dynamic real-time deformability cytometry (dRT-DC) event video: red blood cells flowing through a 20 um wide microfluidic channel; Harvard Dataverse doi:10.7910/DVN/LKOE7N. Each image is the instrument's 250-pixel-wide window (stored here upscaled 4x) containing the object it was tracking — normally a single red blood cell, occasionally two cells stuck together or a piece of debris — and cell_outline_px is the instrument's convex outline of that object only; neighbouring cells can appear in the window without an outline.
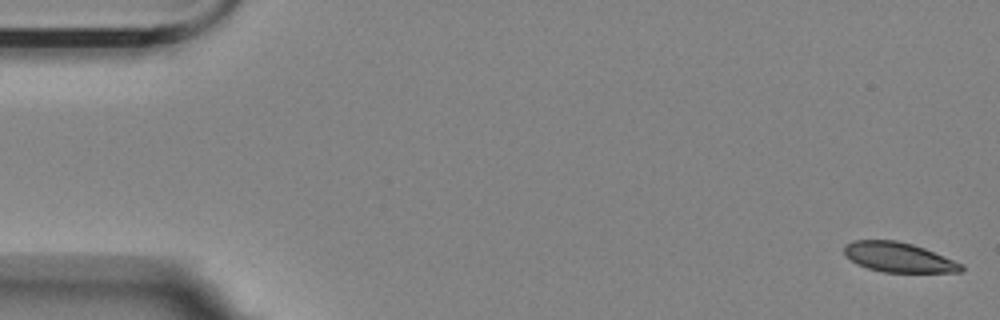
{"species": "Egyptian fruit bat (a non-hibernating species)", "species_latin": "Rousettus aegyptiacus", "temperature_condition": "room temperature", "stored_images_in_passage": 56, "camera_frame_rate_fps": 3000, "um_per_image_px": 0.085, "animal": {"sex": "female"}, "frame": {"image": 1, "passage_image": 1, "time_ms": 0.0, "image_size_px": [1000, 320], "cell_outline_px": [[964, 268], [960, 272], [884, 272], [868, 268], [856, 264], [844, 252], [844, 244], [852, 240], [896, 240], [912, 244], [924, 248], [964, 264]], "centroid_in_image_um": [76.38, 21.86], "position_along_channel_um": 8.6, "area_um2": 20.23}}
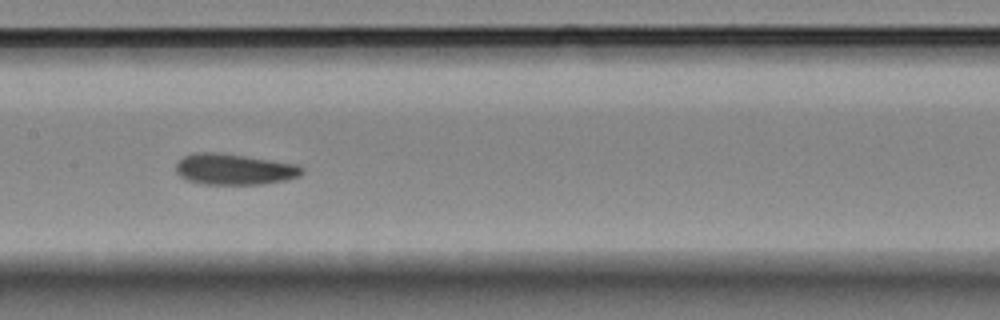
{"frame": {"image": 2, "passage_image": 27, "time_ms": 8.667, "image_size_px": [1000, 320], "cell_outline_px": [[304, 172], [300, 176], [284, 180], [264, 184], [204, 184], [188, 180], [180, 176], [176, 172], [176, 164], [184, 156], [192, 152], [220, 152], [296, 164], [304, 168]], "centroid_in_image_um": [19.9, 14.38], "position_along_channel_um": 187.5, "area_um2": 22.77}}
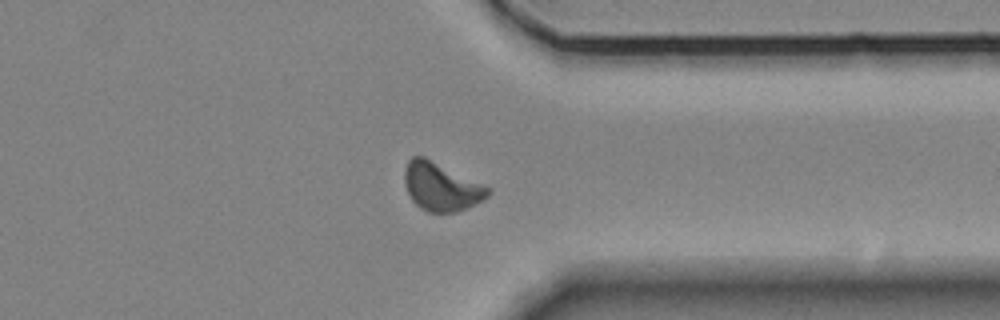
{"frame": {"image": 3, "passage_image": 43, "time_ms": 14.0, "image_size_px": [1000, 320], "cell_outline_px": [[492, 192], [484, 200], [468, 208], [456, 212], [428, 212], [420, 208], [412, 200], [404, 184], [404, 168], [408, 160], [412, 156], [424, 156], [492, 188]], "centroid_in_image_um": [37.51, 15.87], "position_along_channel_um": 373.9, "area_um2": 23.7}, "authors_computed_cell_mechanics": {"area_um2": 22.5998, "velocity_mm_per_s": 3.5533, "shape_relaxation_time_tau1_ms": 5.032, "shape_relaxation_time_tau2_ms": 2.0497, "deformation_change_tau1": 0.1075, "deformation_change_tau2": 0.0741}}